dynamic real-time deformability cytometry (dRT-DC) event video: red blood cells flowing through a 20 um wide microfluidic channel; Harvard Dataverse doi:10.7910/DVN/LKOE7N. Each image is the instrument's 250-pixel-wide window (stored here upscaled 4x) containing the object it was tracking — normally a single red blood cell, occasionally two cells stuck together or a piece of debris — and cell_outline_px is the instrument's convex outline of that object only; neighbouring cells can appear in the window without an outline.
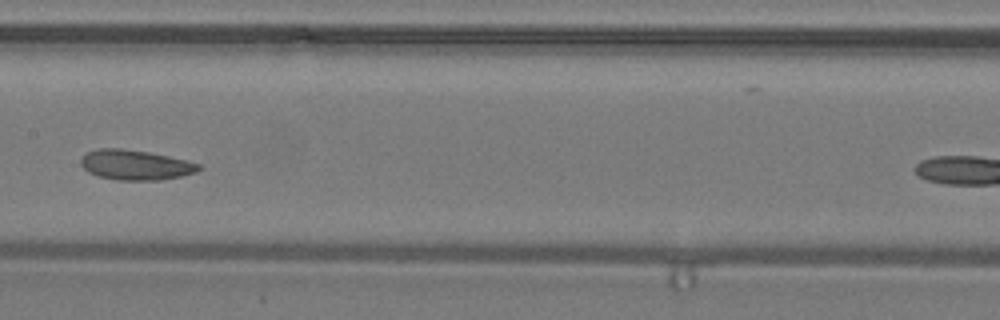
{"species": "common noctule bat (a hibernating species)", "species_latin": "Nyctalus noctula", "temperature_condition": "warm", "stored_images_in_passage": 16, "camera_frame_rate_fps": 3000, "um_per_image_px": 0.085, "animal": {"sex": "male", "body_mass_g": 19.2, "forearm_length_mm": 51.8}, "frame": {"image": 1, "passage_image": 10, "time_ms": 3.0, "image_size_px": [1000, 320], "cell_outline_px": [[200, 168], [196, 172], [180, 176], [160, 180], [120, 180], [100, 176], [88, 172], [80, 164], [80, 160], [88, 152], [96, 148], [120, 148], [148, 152], [168, 156], [200, 164]], "centroid_in_image_um": [11.49, 14.01], "position_along_channel_um": 195.9, "area_um2": 20.35}}
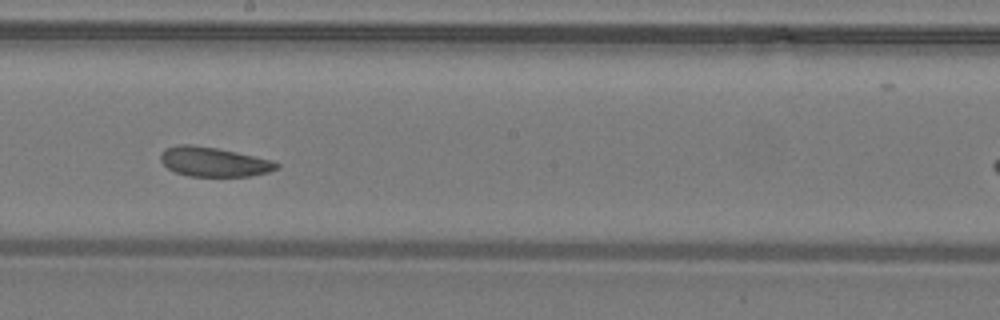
{"frame": {"image": 2, "passage_image": 12, "time_ms": 3.667, "image_size_px": [1000, 320], "cell_outline_px": [[280, 168], [268, 172], [252, 176], [188, 176], [176, 172], [168, 168], [160, 160], [160, 156], [168, 148], [180, 144], [192, 144], [216, 148], [236, 152], [272, 160], [280, 164]], "centroid_in_image_um": [18.21, 13.76], "position_along_channel_um": 230.0, "area_um2": 19.77}}
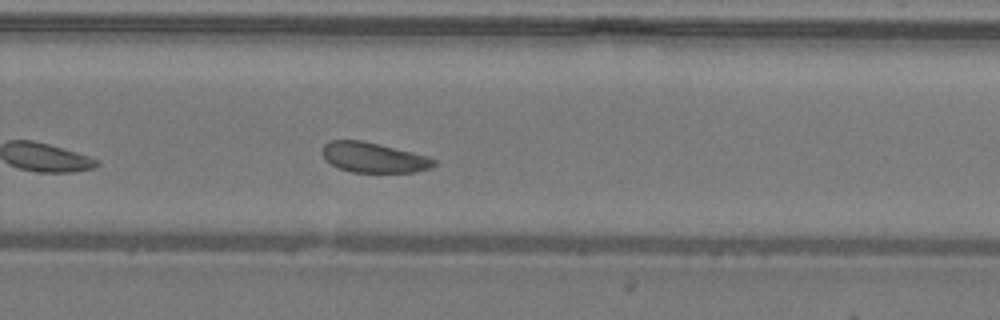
{"frame": {"image": 3, "passage_image": 16, "time_ms": 5.0, "image_size_px": [1000, 320], "cell_outline_px": [[436, 164], [428, 168], [412, 172], [352, 172], [340, 168], [324, 160], [320, 152], [324, 144], [328, 140], [360, 140], [380, 144], [428, 156], [436, 160]], "centroid_in_image_um": [31.7, 13.37], "position_along_channel_um": 298.1, "area_um2": 19.59}}